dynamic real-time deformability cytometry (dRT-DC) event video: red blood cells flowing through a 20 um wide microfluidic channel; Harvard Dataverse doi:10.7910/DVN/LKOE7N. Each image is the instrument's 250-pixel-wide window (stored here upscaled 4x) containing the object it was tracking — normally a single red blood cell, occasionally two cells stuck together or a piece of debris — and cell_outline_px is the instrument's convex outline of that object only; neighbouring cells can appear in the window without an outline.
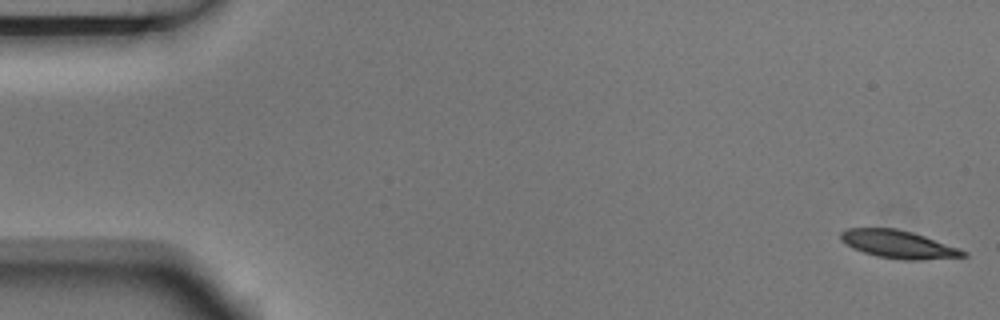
{"species": "Egyptian fruit bat (a non-hibernating species)", "species_latin": "Rousettus aegyptiacus", "temperature_condition": "room temperature", "stored_images_in_passage": 5, "camera_frame_rate_fps": 3000, "um_per_image_px": 0.085, "animal": {"sex": "male"}, "frame": {"image": 1, "passage_image": 1, "time_ms": 0.0, "image_size_px": [1000, 320], "cell_outline_px": [[968, 256], [920, 260], [900, 260], [876, 256], [852, 248], [840, 240], [840, 232], [848, 228], [896, 228], [912, 232], [960, 248], [968, 252]], "centroid_in_image_um": [76.36, 20.77], "position_along_channel_um": 8.6, "area_um2": 20.0}}
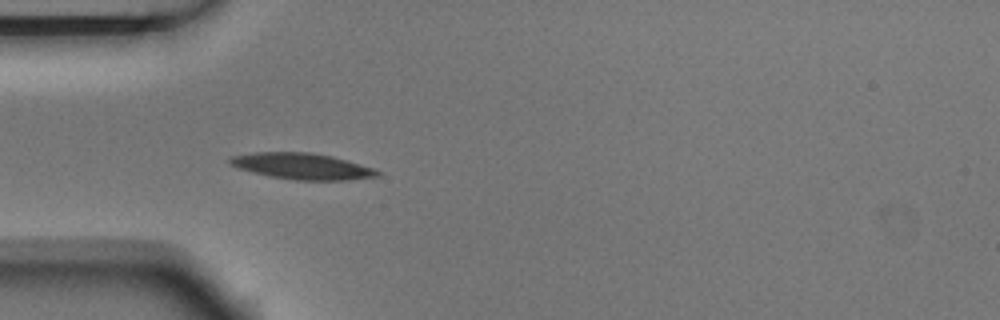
{"frame": {"image": 2, "passage_image": 5, "time_ms": 1.333, "image_size_px": [1000, 320], "cell_outline_px": [[380, 176], [348, 180], [296, 180], [268, 176], [236, 168], [228, 164], [228, 156], [256, 152], [308, 152], [332, 156], [372, 168], [380, 172]], "centroid_in_image_um": [25.59, 14.13], "position_along_channel_um": 59.4, "area_um2": 22.54}}